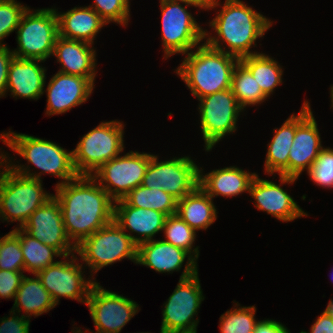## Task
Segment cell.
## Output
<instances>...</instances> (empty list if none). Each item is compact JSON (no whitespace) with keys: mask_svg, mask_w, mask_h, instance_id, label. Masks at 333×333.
Listing matches in <instances>:
<instances>
[{"mask_svg":"<svg viewBox=\"0 0 333 333\" xmlns=\"http://www.w3.org/2000/svg\"><path fill=\"white\" fill-rule=\"evenodd\" d=\"M66 233L77 246L113 221L115 201L90 175L55 185Z\"/></svg>","mask_w":333,"mask_h":333,"instance_id":"6da1fadb","label":"cell"},{"mask_svg":"<svg viewBox=\"0 0 333 333\" xmlns=\"http://www.w3.org/2000/svg\"><path fill=\"white\" fill-rule=\"evenodd\" d=\"M218 6L222 9L218 10L215 18L208 23L216 35L212 36L204 29V40H206L204 42L214 49L237 57L239 60L260 53L250 50L256 47V40L265 35L273 21L241 0H225L222 6L218 0H208L205 10H213ZM221 43L225 44L221 45Z\"/></svg>","mask_w":333,"mask_h":333,"instance_id":"7a4b0ae2","label":"cell"},{"mask_svg":"<svg viewBox=\"0 0 333 333\" xmlns=\"http://www.w3.org/2000/svg\"><path fill=\"white\" fill-rule=\"evenodd\" d=\"M0 139L7 147L27 160V164L30 163L35 169L41 170L39 173L31 172L30 165H15L12 163V156L9 157L8 152L3 153V160L16 173L37 180L42 179V174L49 173L62 180L56 185L64 184L79 176L73 164V151H67L55 142L12 131L1 133Z\"/></svg>","mask_w":333,"mask_h":333,"instance_id":"3957f363","label":"cell"},{"mask_svg":"<svg viewBox=\"0 0 333 333\" xmlns=\"http://www.w3.org/2000/svg\"><path fill=\"white\" fill-rule=\"evenodd\" d=\"M177 75L198 99L231 87L232 72L239 59L205 42L185 54Z\"/></svg>","mask_w":333,"mask_h":333,"instance_id":"277c9868","label":"cell"},{"mask_svg":"<svg viewBox=\"0 0 333 333\" xmlns=\"http://www.w3.org/2000/svg\"><path fill=\"white\" fill-rule=\"evenodd\" d=\"M3 153L0 152V220L17 221L19 224L15 228H22L31 214L54 194L44 190L43 180L12 170L3 160Z\"/></svg>","mask_w":333,"mask_h":333,"instance_id":"5b68a950","label":"cell"},{"mask_svg":"<svg viewBox=\"0 0 333 333\" xmlns=\"http://www.w3.org/2000/svg\"><path fill=\"white\" fill-rule=\"evenodd\" d=\"M76 254L80 256L85 268L94 274L125 258L137 262V245L131 237L114 220L95 233L85 238L76 246Z\"/></svg>","mask_w":333,"mask_h":333,"instance_id":"8992f818","label":"cell"},{"mask_svg":"<svg viewBox=\"0 0 333 333\" xmlns=\"http://www.w3.org/2000/svg\"><path fill=\"white\" fill-rule=\"evenodd\" d=\"M188 6L204 10L207 4L160 0L163 59L175 54H188L205 41V30L187 10Z\"/></svg>","mask_w":333,"mask_h":333,"instance_id":"52a82bcc","label":"cell"},{"mask_svg":"<svg viewBox=\"0 0 333 333\" xmlns=\"http://www.w3.org/2000/svg\"><path fill=\"white\" fill-rule=\"evenodd\" d=\"M124 124L120 120L102 121L85 134L73 149V164L79 175H92L103 164L122 154Z\"/></svg>","mask_w":333,"mask_h":333,"instance_id":"ba28073f","label":"cell"},{"mask_svg":"<svg viewBox=\"0 0 333 333\" xmlns=\"http://www.w3.org/2000/svg\"><path fill=\"white\" fill-rule=\"evenodd\" d=\"M17 48L14 57L46 61L53 55L59 36L56 8L31 10L28 6L16 29Z\"/></svg>","mask_w":333,"mask_h":333,"instance_id":"9c48e42d","label":"cell"},{"mask_svg":"<svg viewBox=\"0 0 333 333\" xmlns=\"http://www.w3.org/2000/svg\"><path fill=\"white\" fill-rule=\"evenodd\" d=\"M205 299L198 272L179 282L163 304L160 333H197L198 310Z\"/></svg>","mask_w":333,"mask_h":333,"instance_id":"30bf717a","label":"cell"},{"mask_svg":"<svg viewBox=\"0 0 333 333\" xmlns=\"http://www.w3.org/2000/svg\"><path fill=\"white\" fill-rule=\"evenodd\" d=\"M199 100L200 129L209 152L222 139L237 130L238 117L244 111L231 89L204 96Z\"/></svg>","mask_w":333,"mask_h":333,"instance_id":"8fae6325","label":"cell"},{"mask_svg":"<svg viewBox=\"0 0 333 333\" xmlns=\"http://www.w3.org/2000/svg\"><path fill=\"white\" fill-rule=\"evenodd\" d=\"M142 185L162 189L178 201L199 186V166L189 156L159 161L151 154Z\"/></svg>","mask_w":333,"mask_h":333,"instance_id":"7c38bea8","label":"cell"},{"mask_svg":"<svg viewBox=\"0 0 333 333\" xmlns=\"http://www.w3.org/2000/svg\"><path fill=\"white\" fill-rule=\"evenodd\" d=\"M150 159L149 153L130 151L109 160L91 176L114 201H117L142 185Z\"/></svg>","mask_w":333,"mask_h":333,"instance_id":"4fadbf2b","label":"cell"},{"mask_svg":"<svg viewBox=\"0 0 333 333\" xmlns=\"http://www.w3.org/2000/svg\"><path fill=\"white\" fill-rule=\"evenodd\" d=\"M77 257L74 254L63 256V260L36 273L56 305L62 297L86 304L90 290L96 283V278L86 279L85 271H82L85 269Z\"/></svg>","mask_w":333,"mask_h":333,"instance_id":"5bb4252c","label":"cell"},{"mask_svg":"<svg viewBox=\"0 0 333 333\" xmlns=\"http://www.w3.org/2000/svg\"><path fill=\"white\" fill-rule=\"evenodd\" d=\"M86 306L94 322V333H120L140 310L134 300L104 289L99 282L92 286ZM84 333L93 332L86 329Z\"/></svg>","mask_w":333,"mask_h":333,"instance_id":"9a60e30c","label":"cell"},{"mask_svg":"<svg viewBox=\"0 0 333 333\" xmlns=\"http://www.w3.org/2000/svg\"><path fill=\"white\" fill-rule=\"evenodd\" d=\"M317 125L310 103L305 100L296 114V133L288 157V177L299 179L324 148Z\"/></svg>","mask_w":333,"mask_h":333,"instance_id":"2e32d148","label":"cell"},{"mask_svg":"<svg viewBox=\"0 0 333 333\" xmlns=\"http://www.w3.org/2000/svg\"><path fill=\"white\" fill-rule=\"evenodd\" d=\"M21 229L55 248L62 256L76 253V246L66 233L59 202L54 195L31 214Z\"/></svg>","mask_w":333,"mask_h":333,"instance_id":"e0dca14e","label":"cell"},{"mask_svg":"<svg viewBox=\"0 0 333 333\" xmlns=\"http://www.w3.org/2000/svg\"><path fill=\"white\" fill-rule=\"evenodd\" d=\"M279 180L280 184H276L271 180L259 178L258 174L254 177L248 192L255 200L254 206L282 222H292L308 216L282 187L284 184H294L297 178L279 175Z\"/></svg>","mask_w":333,"mask_h":333,"instance_id":"ac0fdd59","label":"cell"},{"mask_svg":"<svg viewBox=\"0 0 333 333\" xmlns=\"http://www.w3.org/2000/svg\"><path fill=\"white\" fill-rule=\"evenodd\" d=\"M184 270L180 276L181 279L189 278L198 272L197 261L185 250L175 247L164 240H150L137 246L138 265L146 266L158 273L179 272Z\"/></svg>","mask_w":333,"mask_h":333,"instance_id":"d6986e66","label":"cell"},{"mask_svg":"<svg viewBox=\"0 0 333 333\" xmlns=\"http://www.w3.org/2000/svg\"><path fill=\"white\" fill-rule=\"evenodd\" d=\"M95 86L88 79L77 75L55 73L47 84L48 116L63 114L85 103L93 93Z\"/></svg>","mask_w":333,"mask_h":333,"instance_id":"ffe728a7","label":"cell"},{"mask_svg":"<svg viewBox=\"0 0 333 333\" xmlns=\"http://www.w3.org/2000/svg\"><path fill=\"white\" fill-rule=\"evenodd\" d=\"M166 217L153 209L129 206L123 199L115 201L114 204L113 220L124 231L130 232L128 235L137 246L153 240L157 233L163 232ZM132 233H136V236H132Z\"/></svg>","mask_w":333,"mask_h":333,"instance_id":"44dd1931","label":"cell"},{"mask_svg":"<svg viewBox=\"0 0 333 333\" xmlns=\"http://www.w3.org/2000/svg\"><path fill=\"white\" fill-rule=\"evenodd\" d=\"M39 59H21L13 57L7 77V92L11 96L38 100L45 90L46 69ZM41 64V65H40Z\"/></svg>","mask_w":333,"mask_h":333,"instance_id":"7402d4cb","label":"cell"},{"mask_svg":"<svg viewBox=\"0 0 333 333\" xmlns=\"http://www.w3.org/2000/svg\"><path fill=\"white\" fill-rule=\"evenodd\" d=\"M92 45L85 41L70 40L58 36L52 55L62 65L58 71L64 74L88 78L95 84L97 52Z\"/></svg>","mask_w":333,"mask_h":333,"instance_id":"603a6c76","label":"cell"},{"mask_svg":"<svg viewBox=\"0 0 333 333\" xmlns=\"http://www.w3.org/2000/svg\"><path fill=\"white\" fill-rule=\"evenodd\" d=\"M199 167V186L214 200L217 196L236 197L249 192L250 185L257 175L239 167L229 166L203 173Z\"/></svg>","mask_w":333,"mask_h":333,"instance_id":"cb8c5ba5","label":"cell"},{"mask_svg":"<svg viewBox=\"0 0 333 333\" xmlns=\"http://www.w3.org/2000/svg\"><path fill=\"white\" fill-rule=\"evenodd\" d=\"M57 10L59 36L62 38L94 44L97 34L107 24L89 6H75L63 13Z\"/></svg>","mask_w":333,"mask_h":333,"instance_id":"d4e9b609","label":"cell"},{"mask_svg":"<svg viewBox=\"0 0 333 333\" xmlns=\"http://www.w3.org/2000/svg\"><path fill=\"white\" fill-rule=\"evenodd\" d=\"M273 132L264 162L265 173L288 176V157L296 133V114H291L281 127L275 128Z\"/></svg>","mask_w":333,"mask_h":333,"instance_id":"484cf974","label":"cell"},{"mask_svg":"<svg viewBox=\"0 0 333 333\" xmlns=\"http://www.w3.org/2000/svg\"><path fill=\"white\" fill-rule=\"evenodd\" d=\"M193 230H206L217 219L213 199L198 186L177 201L176 212Z\"/></svg>","mask_w":333,"mask_h":333,"instance_id":"4316f807","label":"cell"},{"mask_svg":"<svg viewBox=\"0 0 333 333\" xmlns=\"http://www.w3.org/2000/svg\"><path fill=\"white\" fill-rule=\"evenodd\" d=\"M34 277L24 276L15 294L11 309L17 313H21L22 310L24 312L23 316L29 319L31 316L37 317L47 313L57 306L50 293L41 284L38 276L34 274Z\"/></svg>","mask_w":333,"mask_h":333,"instance_id":"83f0119b","label":"cell"},{"mask_svg":"<svg viewBox=\"0 0 333 333\" xmlns=\"http://www.w3.org/2000/svg\"><path fill=\"white\" fill-rule=\"evenodd\" d=\"M252 74L262 92L269 98L283 82V68L279 62L265 53L243 57L239 60Z\"/></svg>","mask_w":333,"mask_h":333,"instance_id":"f1b7e54d","label":"cell"},{"mask_svg":"<svg viewBox=\"0 0 333 333\" xmlns=\"http://www.w3.org/2000/svg\"><path fill=\"white\" fill-rule=\"evenodd\" d=\"M13 231L20 238L21 250L24 258V272L36 274L57 262L53 261L54 256L62 255L53 247L43 244L41 241L33 238L21 228H14Z\"/></svg>","mask_w":333,"mask_h":333,"instance_id":"f546056e","label":"cell"},{"mask_svg":"<svg viewBox=\"0 0 333 333\" xmlns=\"http://www.w3.org/2000/svg\"><path fill=\"white\" fill-rule=\"evenodd\" d=\"M123 200L129 206L153 209L167 217L177 212V200L162 189L146 188L140 185L132 189Z\"/></svg>","mask_w":333,"mask_h":333,"instance_id":"4dcf8cb0","label":"cell"},{"mask_svg":"<svg viewBox=\"0 0 333 333\" xmlns=\"http://www.w3.org/2000/svg\"><path fill=\"white\" fill-rule=\"evenodd\" d=\"M230 89L243 110L248 106L260 105L268 98L251 72L240 61L232 72Z\"/></svg>","mask_w":333,"mask_h":333,"instance_id":"1f68e13d","label":"cell"},{"mask_svg":"<svg viewBox=\"0 0 333 333\" xmlns=\"http://www.w3.org/2000/svg\"><path fill=\"white\" fill-rule=\"evenodd\" d=\"M163 233L166 242L187 251L196 261L199 258V246H194L196 231L177 213L166 217ZM194 247V248H193Z\"/></svg>","mask_w":333,"mask_h":333,"instance_id":"d6a6232c","label":"cell"},{"mask_svg":"<svg viewBox=\"0 0 333 333\" xmlns=\"http://www.w3.org/2000/svg\"><path fill=\"white\" fill-rule=\"evenodd\" d=\"M234 307L223 313L220 318L219 330L221 333H254L256 325V307L241 306L238 302H233ZM236 307V308H235Z\"/></svg>","mask_w":333,"mask_h":333,"instance_id":"836d02e7","label":"cell"},{"mask_svg":"<svg viewBox=\"0 0 333 333\" xmlns=\"http://www.w3.org/2000/svg\"><path fill=\"white\" fill-rule=\"evenodd\" d=\"M0 270L24 271L20 238L13 230L0 237Z\"/></svg>","mask_w":333,"mask_h":333,"instance_id":"e575fe53","label":"cell"},{"mask_svg":"<svg viewBox=\"0 0 333 333\" xmlns=\"http://www.w3.org/2000/svg\"><path fill=\"white\" fill-rule=\"evenodd\" d=\"M130 0H94L88 5L108 24L127 26L130 19Z\"/></svg>","mask_w":333,"mask_h":333,"instance_id":"d590c367","label":"cell"},{"mask_svg":"<svg viewBox=\"0 0 333 333\" xmlns=\"http://www.w3.org/2000/svg\"><path fill=\"white\" fill-rule=\"evenodd\" d=\"M310 180L322 188H333V148L324 147L307 171Z\"/></svg>","mask_w":333,"mask_h":333,"instance_id":"8d00e7d4","label":"cell"},{"mask_svg":"<svg viewBox=\"0 0 333 333\" xmlns=\"http://www.w3.org/2000/svg\"><path fill=\"white\" fill-rule=\"evenodd\" d=\"M27 8L17 0H0V46L6 45L2 41L17 29Z\"/></svg>","mask_w":333,"mask_h":333,"instance_id":"74e56055","label":"cell"},{"mask_svg":"<svg viewBox=\"0 0 333 333\" xmlns=\"http://www.w3.org/2000/svg\"><path fill=\"white\" fill-rule=\"evenodd\" d=\"M24 271L0 270V298L14 299L24 278Z\"/></svg>","mask_w":333,"mask_h":333,"instance_id":"f35d334b","label":"cell"},{"mask_svg":"<svg viewBox=\"0 0 333 333\" xmlns=\"http://www.w3.org/2000/svg\"><path fill=\"white\" fill-rule=\"evenodd\" d=\"M9 316L0 319V333H29L31 320L28 317L12 310Z\"/></svg>","mask_w":333,"mask_h":333,"instance_id":"ab89813d","label":"cell"},{"mask_svg":"<svg viewBox=\"0 0 333 333\" xmlns=\"http://www.w3.org/2000/svg\"><path fill=\"white\" fill-rule=\"evenodd\" d=\"M14 54L7 45L0 46V98L6 96L9 66Z\"/></svg>","mask_w":333,"mask_h":333,"instance_id":"60d3db41","label":"cell"},{"mask_svg":"<svg viewBox=\"0 0 333 333\" xmlns=\"http://www.w3.org/2000/svg\"><path fill=\"white\" fill-rule=\"evenodd\" d=\"M300 333H333V318L324 310L311 325L310 332L301 331Z\"/></svg>","mask_w":333,"mask_h":333,"instance_id":"b9f144b4","label":"cell"},{"mask_svg":"<svg viewBox=\"0 0 333 333\" xmlns=\"http://www.w3.org/2000/svg\"><path fill=\"white\" fill-rule=\"evenodd\" d=\"M254 333H290V331L280 321L265 319L258 322Z\"/></svg>","mask_w":333,"mask_h":333,"instance_id":"7bdbcfd3","label":"cell"},{"mask_svg":"<svg viewBox=\"0 0 333 333\" xmlns=\"http://www.w3.org/2000/svg\"><path fill=\"white\" fill-rule=\"evenodd\" d=\"M167 1H178L192 4H207L208 0H167Z\"/></svg>","mask_w":333,"mask_h":333,"instance_id":"ee69618b","label":"cell"},{"mask_svg":"<svg viewBox=\"0 0 333 333\" xmlns=\"http://www.w3.org/2000/svg\"><path fill=\"white\" fill-rule=\"evenodd\" d=\"M325 310L333 318V299H330Z\"/></svg>","mask_w":333,"mask_h":333,"instance_id":"f6af8a7d","label":"cell"},{"mask_svg":"<svg viewBox=\"0 0 333 333\" xmlns=\"http://www.w3.org/2000/svg\"><path fill=\"white\" fill-rule=\"evenodd\" d=\"M331 107L333 108V85L330 87Z\"/></svg>","mask_w":333,"mask_h":333,"instance_id":"bcb514c9","label":"cell"},{"mask_svg":"<svg viewBox=\"0 0 333 333\" xmlns=\"http://www.w3.org/2000/svg\"><path fill=\"white\" fill-rule=\"evenodd\" d=\"M74 328H75L76 330H75ZM74 328H73L74 331L72 330L73 333H84V332L81 330V327H80L79 329H78V327H74Z\"/></svg>","mask_w":333,"mask_h":333,"instance_id":"7dc6e473","label":"cell"}]
</instances>
